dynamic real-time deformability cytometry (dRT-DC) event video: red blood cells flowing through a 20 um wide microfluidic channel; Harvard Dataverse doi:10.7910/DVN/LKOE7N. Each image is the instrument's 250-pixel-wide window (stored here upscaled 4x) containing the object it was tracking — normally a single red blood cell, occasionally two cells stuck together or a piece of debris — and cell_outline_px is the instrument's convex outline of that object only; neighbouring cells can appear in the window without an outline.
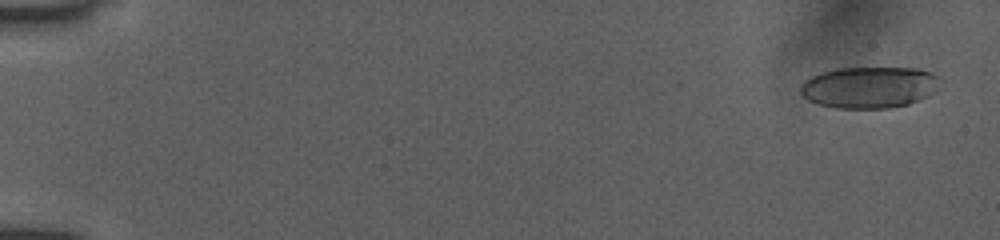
{"species": "human", "species_latin": "Homo sapiens", "temperature_condition": "room temperature", "stored_images_in_passage": 7, "camera_frame_rate_fps": 3000, "um_per_image_px": 0.085, "donor": {"sex": "female"}, "frame": {"image": 1, "passage_image": 1, "time_ms": 0.0, "image_size_px": [1000, 240], "cell_outline_px": [[940, 76], [936, 92], [928, 96], [908, 104], [888, 108], [836, 108], [820, 104], [808, 100], [800, 92], [800, 84], [804, 80], [812, 76], [836, 68], [916, 68], [932, 72]], "centroid_in_image_um": [73.91, 7.42], "position_along_channel_um": 11.1, "area_um2": 33.81}}
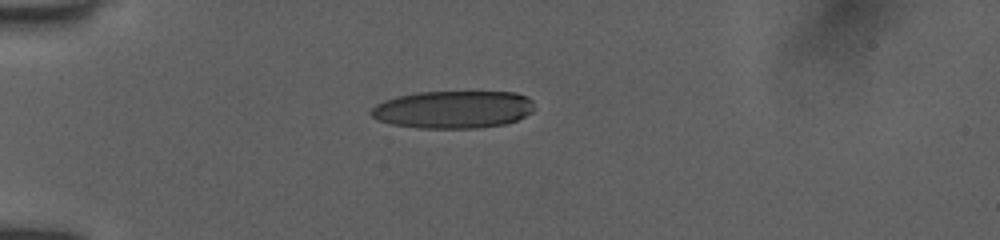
{"frame": {"image": 2, "passage_image": 5, "time_ms": 4.333, "image_size_px": [1000, 240], "cell_outline_px": [[532, 112], [516, 120], [504, 124], [480, 128], [420, 128], [392, 124], [380, 120], [372, 116], [368, 112], [376, 104], [384, 100], [396, 96], [420, 92], [516, 92], [528, 96], [532, 100]], "centroid_in_image_um": [38.51, 9.3], "position_along_channel_um": 46.5, "area_um2": 35.78}}
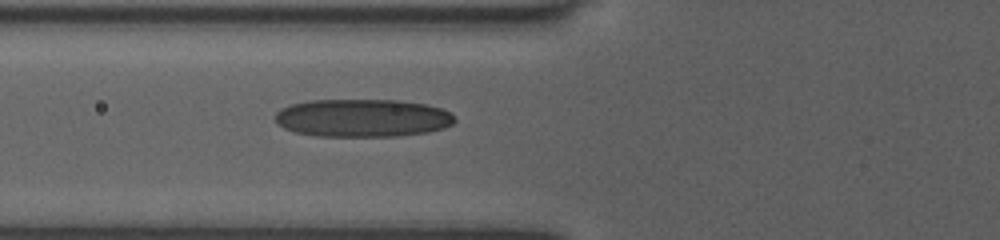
{"frame": {"image": 3, "passage_image": 7, "time_ms": 6.333, "image_size_px": [1000, 240], "cell_outline_px": [[456, 120], [452, 124], [444, 128], [428, 132], [396, 136], [316, 136], [296, 132], [284, 128], [276, 120], [276, 112], [280, 108], [292, 104], [312, 100], [400, 100], [428, 104], [440, 108], [448, 112]], "centroid_in_image_um": [30.82, 10.02], "position_along_channel_um": 95.0, "area_um2": 39.65}}